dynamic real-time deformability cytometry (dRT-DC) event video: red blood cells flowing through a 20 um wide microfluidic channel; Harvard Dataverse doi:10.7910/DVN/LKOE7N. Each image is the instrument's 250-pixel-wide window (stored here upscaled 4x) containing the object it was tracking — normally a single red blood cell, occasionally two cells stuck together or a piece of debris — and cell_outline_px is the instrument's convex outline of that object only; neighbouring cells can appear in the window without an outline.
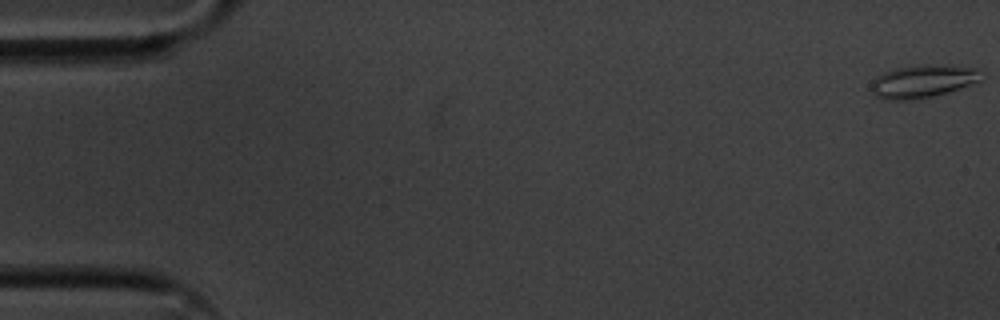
{"species": "common noctule bat (a hibernating species)", "species_latin": "Nyctalus noctula", "temperature_condition": "cold", "stored_images_in_passage": 53, "camera_frame_rate_fps": 3000, "um_per_image_px": 0.085, "animal": {"sex": "male", "body_mass_g": 20.1, "forearm_length_mm": 53.5}, "frame": {"image": 1, "passage_image": 1, "time_ms": 0.0, "image_size_px": [1000, 320], "cell_outline_px": [[980, 80], [948, 92], [932, 96], [912, 100], [888, 100], [876, 96], [872, 92], [872, 80], [876, 76], [884, 72], [896, 68], [924, 64], [928, 64], [980, 68]], "centroid_in_image_um": [78.4, 6.91], "position_along_channel_um": 6.6, "area_um2": 20.87}}
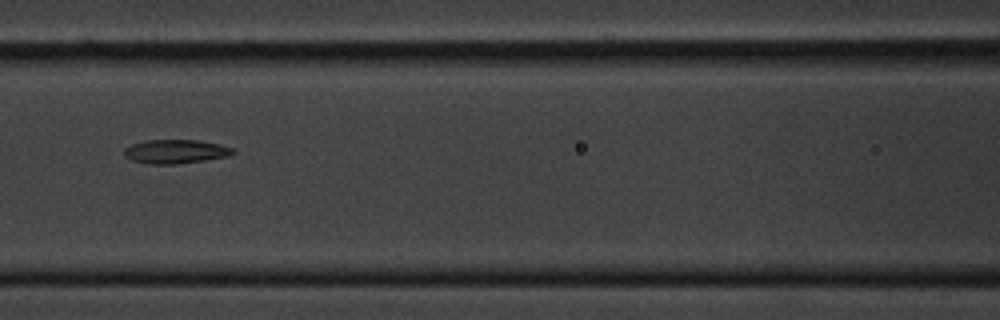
{"frame": {"image": 2, "passage_image": 25, "time_ms": 8.0, "image_size_px": [1000, 320], "cell_outline_px": [[236, 152], [228, 156], [204, 160], [176, 164], [148, 164], [132, 160], [124, 156], [124, 148], [132, 144], [144, 140], [196, 140], [220, 144], [232, 148]], "centroid_in_image_um": [14.9, 12.88], "position_along_channel_um": 151.7, "area_um2": 15.14}}
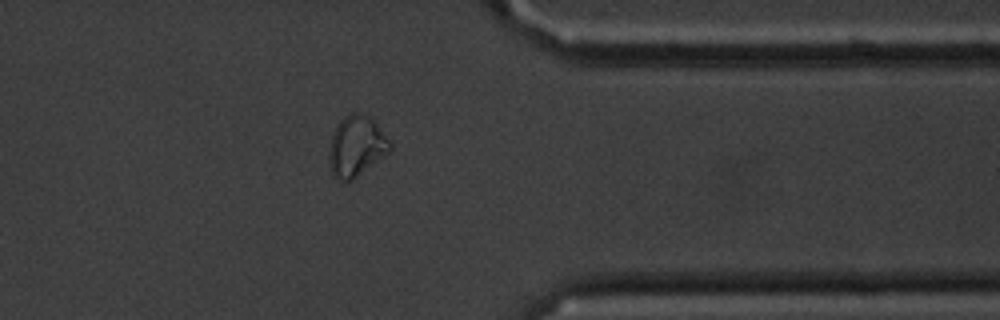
{"frame": {"image": 3, "passage_image": 45, "time_ms": 14.667, "image_size_px": [1000, 320], "cell_outline_px": [[392, 152], [352, 180], [340, 180], [332, 172], [328, 156], [332, 136], [340, 120], [348, 112], [360, 112], [368, 116], [376, 124], [392, 144]], "centroid_in_image_um": [30.32, 12.42], "position_along_channel_um": 381.1, "area_um2": 21.44}}